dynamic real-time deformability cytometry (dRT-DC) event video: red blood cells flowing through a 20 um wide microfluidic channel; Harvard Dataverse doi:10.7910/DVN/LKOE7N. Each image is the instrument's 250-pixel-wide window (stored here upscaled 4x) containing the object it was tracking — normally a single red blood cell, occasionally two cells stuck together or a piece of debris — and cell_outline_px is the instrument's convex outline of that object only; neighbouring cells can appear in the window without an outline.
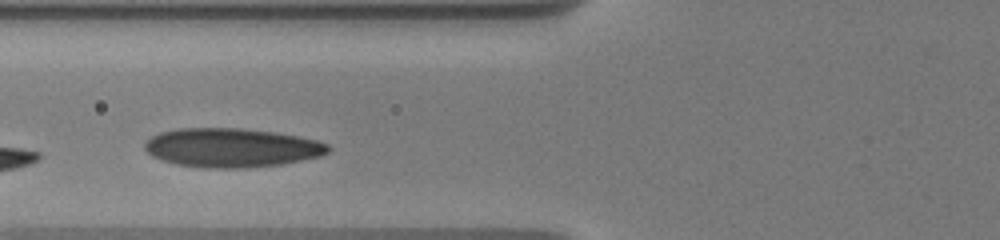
{"species": "human", "species_latin": "Homo sapiens", "temperature_condition": "warm", "stored_images_in_passage": 29, "camera_frame_rate_fps": 3000, "um_per_image_px": 0.085, "donor": {"sex": "male"}, "frame": {"image": 1, "passage_image": 5, "time_ms": 1.333, "image_size_px": [1000, 240], "cell_outline_px": [[332, 148], [328, 152], [320, 156], [280, 164], [248, 168], [204, 168], [176, 164], [152, 156], [144, 148], [144, 144], [152, 136], [160, 132], [176, 128], [240, 128], [276, 132], [316, 140], [328, 144]], "centroid_in_image_um": [19.68, 12.55], "position_along_channel_um": 106.1, "area_um2": 41.67}, "authors_computed_cell_mechanics": {"area_um2": 36.0672, "velocity_mm_per_s": 3.5798, "shape_relaxation_time_tau1_ms": 0.8189, "shape_relaxation_time_tau2_ms": 8.5139, "deformation_change_tau1": 0.0511, "deformation_change_tau2": 0.1973}}